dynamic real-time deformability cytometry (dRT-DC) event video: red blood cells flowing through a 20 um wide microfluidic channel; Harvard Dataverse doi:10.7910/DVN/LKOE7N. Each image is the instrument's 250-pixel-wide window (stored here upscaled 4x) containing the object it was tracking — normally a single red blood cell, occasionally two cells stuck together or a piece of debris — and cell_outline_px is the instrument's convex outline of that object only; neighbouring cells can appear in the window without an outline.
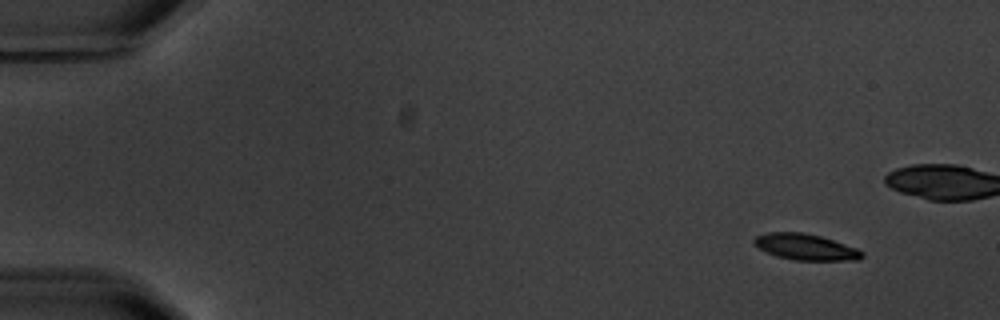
{"species": "common noctule bat (a hibernating species)", "species_latin": "Nyctalus noctula", "temperature_condition": "warm", "stored_images_in_passage": 16, "camera_frame_rate_fps": 3000, "um_per_image_px": 0.085, "animal": {"sex": "male", "body_mass_g": 20.1, "forearm_length_mm": 53.5}, "frame": {"image": 1, "passage_image": 1, "time_ms": 0.0, "image_size_px": [1000, 320], "cell_outline_px": [[864, 256], [860, 260], [792, 260], [776, 256], [752, 244], [752, 240], [756, 236], [768, 232], [804, 232], [820, 236], [856, 248], [864, 252]], "centroid_in_image_um": [68.46, 20.99], "position_along_channel_um": 16.5, "area_um2": 16.42}, "authors_computed_cell_mechanics": {"area_um2": 17.7446, "velocity_mm_per_s": 3.5297, "shape_relaxation_time_tau1_ms": 7.325, "shape_relaxation_time_tau2_ms": 0.3248, "deformation_change_tau1": 0.2197, "deformation_change_tau2": 0.0614}}